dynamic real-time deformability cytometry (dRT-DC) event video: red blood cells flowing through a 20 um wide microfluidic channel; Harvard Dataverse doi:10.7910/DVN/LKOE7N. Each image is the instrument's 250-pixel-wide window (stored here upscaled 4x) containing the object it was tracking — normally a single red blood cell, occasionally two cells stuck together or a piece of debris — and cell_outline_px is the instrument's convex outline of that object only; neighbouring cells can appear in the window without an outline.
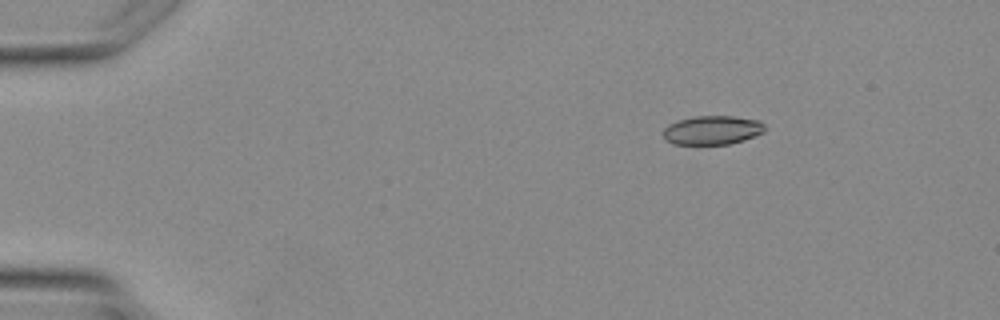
{"species": "Egyptian fruit bat (a non-hibernating species)", "species_latin": "Rousettus aegyptiacus", "temperature_condition": "warm", "stored_images_in_passage": 3, "camera_frame_rate_fps": 3000, "um_per_image_px": 0.085, "animal": {"sex": "female"}, "frame": {"image": 1, "passage_image": 1, "time_ms": 0.0, "image_size_px": [1000, 320], "cell_outline_px": [[764, 132], [744, 140], [728, 144], [672, 144], [664, 140], [664, 128], [668, 124], [680, 120], [696, 116], [732, 116], [760, 120], [764, 124]], "centroid_in_image_um": [60.54, 11.06], "position_along_channel_um": 24.5, "area_um2": 17.11}}
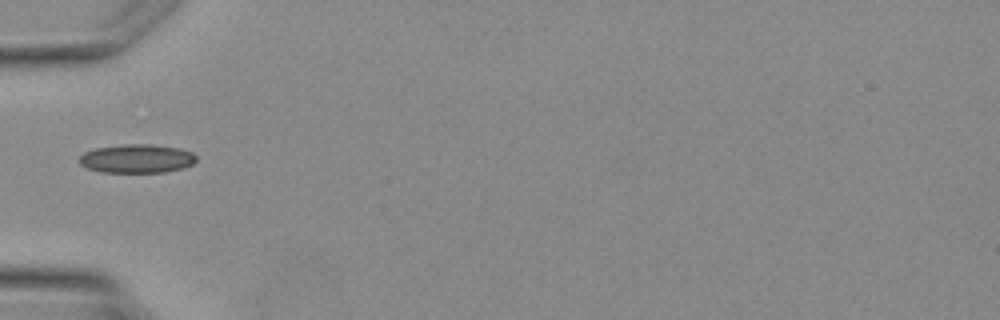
{"frame": {"image": 2, "passage_image": 3, "time_ms": 2.667, "image_size_px": [1000, 320], "cell_outline_px": [[196, 160], [192, 164], [184, 168], [164, 172], [100, 172], [88, 168], [80, 164], [76, 160], [84, 152], [96, 148], [124, 144], [148, 144], [180, 148], [192, 152], [196, 156]], "centroid_in_image_um": [11.62, 13.48], "position_along_channel_um": 73.4, "area_um2": 19.65}}